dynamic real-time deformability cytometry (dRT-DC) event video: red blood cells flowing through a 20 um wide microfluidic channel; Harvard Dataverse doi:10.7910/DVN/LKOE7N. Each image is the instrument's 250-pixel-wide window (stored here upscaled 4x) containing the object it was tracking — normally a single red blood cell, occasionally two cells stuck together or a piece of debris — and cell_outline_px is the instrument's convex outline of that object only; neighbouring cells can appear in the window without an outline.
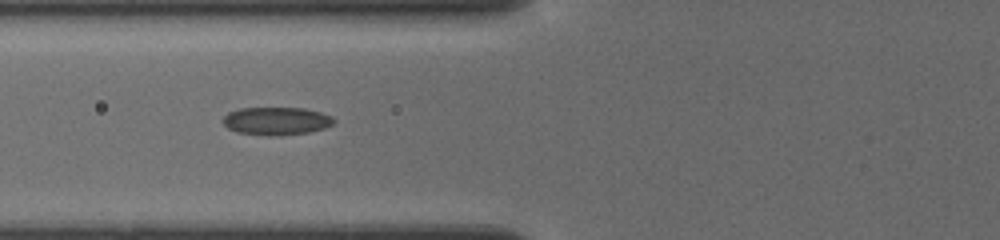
{"species": "common noctule bat (a hibernating species)", "species_latin": "Nyctalus noctula", "temperature_condition": "cold", "stored_images_in_passage": 4, "camera_frame_rate_fps": 3000, "um_per_image_px": 0.085, "animal": {"sex": "female", "body_mass_g": 19.5, "forearm_length_mm": 54.1}, "frame": {"image": 1, "passage_image": 2, "time_ms": 1.0, "image_size_px": [1000, 240], "cell_outline_px": [[336, 120], [332, 124], [324, 128], [308, 132], [280, 136], [268, 136], [236, 132], [228, 128], [224, 124], [224, 116], [228, 112], [240, 108], [304, 108], [320, 112], [332, 116]], "centroid_in_image_um": [23.49, 10.29], "position_along_channel_um": 102.3, "area_um2": 18.09}}
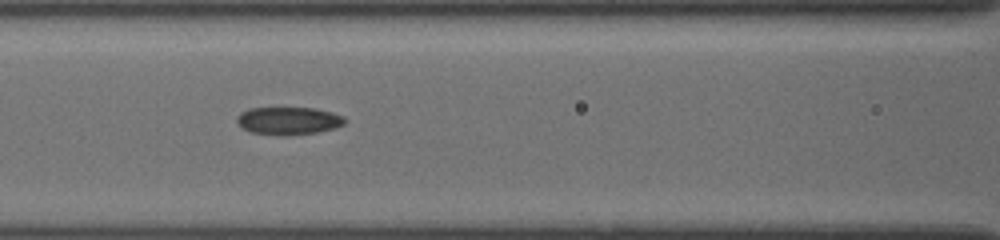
{"frame": {"image": 2, "passage_image": 3, "time_ms": 2.0, "image_size_px": [1000, 240], "cell_outline_px": [[348, 120], [344, 124], [336, 128], [316, 132], [288, 136], [280, 136], [252, 132], [244, 128], [236, 120], [236, 116], [240, 112], [248, 108], [316, 108], [332, 112], [344, 116]], "centroid_in_image_um": [24.56, 10.26], "position_along_channel_um": 142.0, "area_um2": 17.63}}